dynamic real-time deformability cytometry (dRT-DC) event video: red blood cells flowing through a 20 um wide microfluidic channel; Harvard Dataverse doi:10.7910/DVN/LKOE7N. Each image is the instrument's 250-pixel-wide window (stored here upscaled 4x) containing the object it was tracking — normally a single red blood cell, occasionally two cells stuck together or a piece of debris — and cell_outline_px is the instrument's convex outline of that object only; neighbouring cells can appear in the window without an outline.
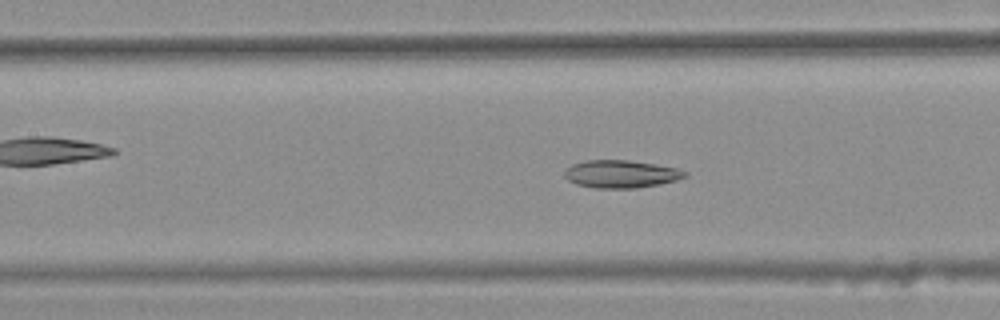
{"species": "common noctule bat (a hibernating species)", "species_latin": "Nyctalus noctula", "temperature_condition": "warm", "stored_images_in_passage": 41, "camera_frame_rate_fps": 3000, "um_per_image_px": 0.085, "animal": {"sex": "female", "body_mass_g": 25.1}, "frame": {"image": 1, "passage_image": 19, "time_ms": 6.0, "image_size_px": [1000, 320], "cell_outline_px": [[688, 176], [676, 180], [660, 184], [636, 188], [596, 188], [576, 184], [568, 180], [564, 176], [564, 172], [572, 164], [584, 160], [628, 160], [656, 164], [676, 168], [688, 172]], "centroid_in_image_um": [52.79, 14.79], "position_along_channel_um": 154.6, "area_um2": 19.48}}
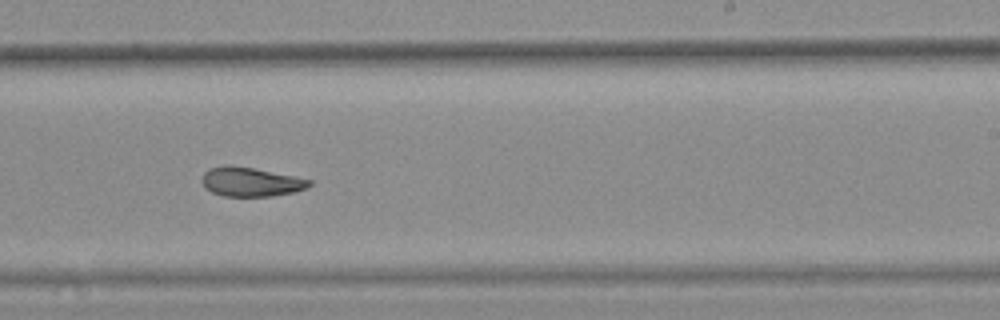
{"frame": {"image": 2, "passage_image": 28, "time_ms": 9.0, "image_size_px": [1000, 320], "cell_outline_px": [[312, 184], [308, 188], [292, 192], [272, 196], [224, 196], [212, 192], [204, 188], [200, 180], [204, 172], [212, 168], [228, 164], [252, 168], [312, 180]], "centroid_in_image_um": [21.28, 15.46], "position_along_channel_um": 267.7, "area_um2": 18.15}}
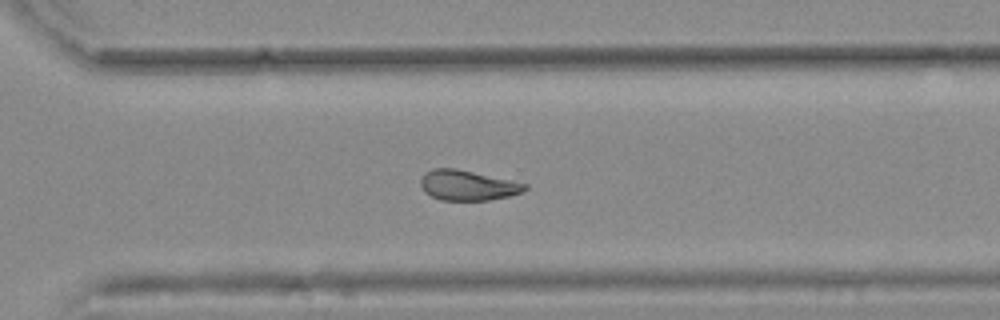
{"frame": {"image": 3, "passage_image": 33, "time_ms": 10.667, "image_size_px": [1000, 320], "cell_outline_px": [[528, 188], [524, 192], [508, 196], [488, 200], [440, 200], [424, 192], [420, 184], [420, 180], [424, 172], [432, 168], [456, 168], [528, 184]], "centroid_in_image_um": [39.73, 15.75], "position_along_channel_um": 330.9, "area_um2": 18.38}, "authors_computed_cell_mechanics": {"area_um2": 19.5364, "velocity_mm_per_s": 3.7794, "shape_relaxation_time_tau1_ms": null, "shape_relaxation_time_tau2_ms": 5.1835, "deformation_change_tau1": null, "deformation_change_tau2": 0.1225}}